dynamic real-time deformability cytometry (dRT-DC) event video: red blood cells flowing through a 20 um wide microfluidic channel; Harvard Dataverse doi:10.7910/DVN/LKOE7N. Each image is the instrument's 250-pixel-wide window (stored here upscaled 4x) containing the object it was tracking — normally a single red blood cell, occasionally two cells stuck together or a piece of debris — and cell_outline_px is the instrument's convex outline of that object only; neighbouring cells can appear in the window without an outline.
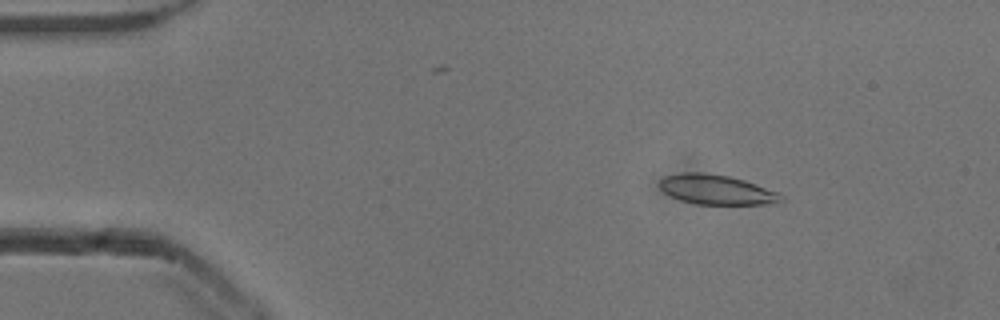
{"species": "common noctule bat (a hibernating species)", "species_latin": "Nyctalus noctula", "temperature_condition": "cold", "stored_images_in_passage": 52, "camera_frame_rate_fps": 3000, "um_per_image_px": 0.085, "animal": {"sex": "male", "body_mass_g": 13.3}, "frame": {"image": 1, "passage_image": 7, "time_ms": 2.0, "image_size_px": [1000, 320], "cell_outline_px": [[784, 200], [776, 204], [696, 204], [680, 200], [664, 192], [660, 188], [660, 180], [664, 176], [680, 172], [704, 172], [728, 176], [744, 180], [780, 192], [784, 196]], "centroid_in_image_um": [60.94, 16.12], "position_along_channel_um": 24.1, "area_um2": 21.27}}
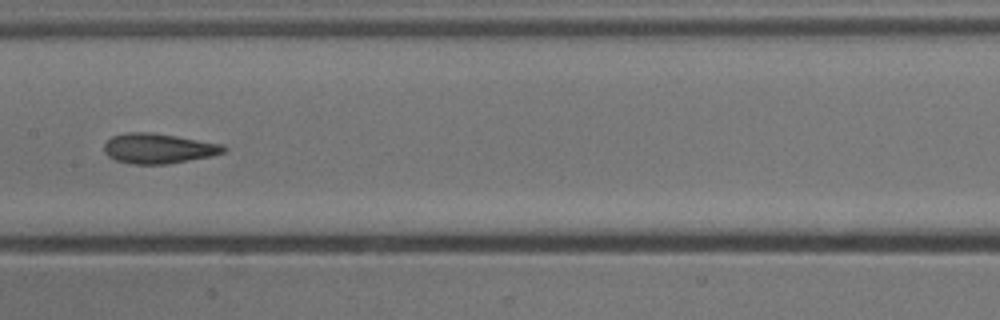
{"frame": {"image": 2, "passage_image": 26, "time_ms": 8.333, "image_size_px": [1000, 320], "cell_outline_px": [[228, 148], [224, 152], [212, 156], [168, 164], [132, 164], [116, 160], [108, 156], [104, 152], [104, 144], [112, 136], [124, 132], [152, 132], [176, 136], [220, 144]], "centroid_in_image_um": [13.44, 12.62], "position_along_channel_um": 194.0, "area_um2": 20.92}}
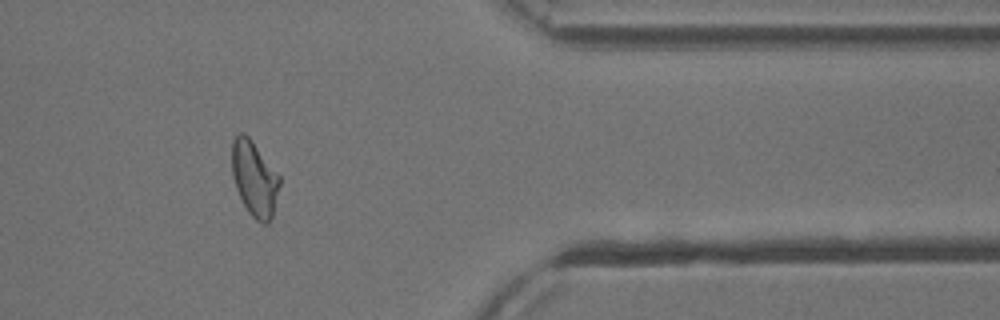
{"frame": {"image": 3, "passage_image": 43, "time_ms": 14.0, "image_size_px": [1000, 320], "cell_outline_px": [[280, 184], [272, 216], [268, 224], [260, 224], [248, 212], [236, 188], [232, 176], [232, 140], [240, 132], [244, 132], [248, 136], [280, 176]], "centroid_in_image_um": [21.62, 15.19], "position_along_channel_um": 389.8, "area_um2": 20.75}, "authors_computed_cell_mechanics": {"area_um2": 21.1259, "velocity_mm_per_s": 3.8442, "shape_relaxation_time_tau1_ms": null, "shape_relaxation_time_tau2_ms": 1.7967, "deformation_change_tau1": null, "deformation_change_tau2": 0.0881}}